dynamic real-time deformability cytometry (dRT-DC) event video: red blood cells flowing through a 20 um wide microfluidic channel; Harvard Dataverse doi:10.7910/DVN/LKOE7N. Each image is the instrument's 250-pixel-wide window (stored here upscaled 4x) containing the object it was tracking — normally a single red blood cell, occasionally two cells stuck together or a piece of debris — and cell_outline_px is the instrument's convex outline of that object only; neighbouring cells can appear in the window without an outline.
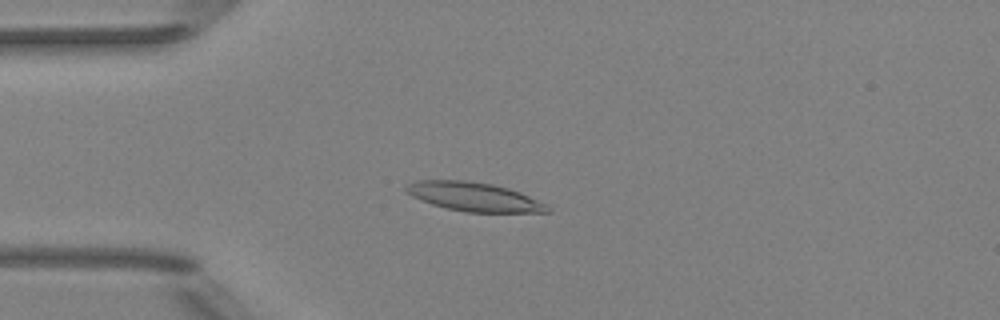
{"species": "Egyptian fruit bat (a non-hibernating species)", "species_latin": "Rousettus aegyptiacus", "temperature_condition": "room temperature", "stored_images_in_passage": 51, "camera_frame_rate_fps": 3000, "um_per_image_px": 0.085, "animal": {"sex": "female"}, "frame": {"image": 1, "passage_image": 13, "time_ms": 4.0, "image_size_px": [1000, 320], "cell_outline_px": [[552, 212], [464, 212], [432, 204], [412, 196], [404, 188], [408, 184], [416, 180], [464, 180], [492, 184], [508, 188], [520, 192], [548, 204], [552, 208]], "centroid_in_image_um": [40.34, 16.73], "position_along_channel_um": 44.7, "area_um2": 23.76}}
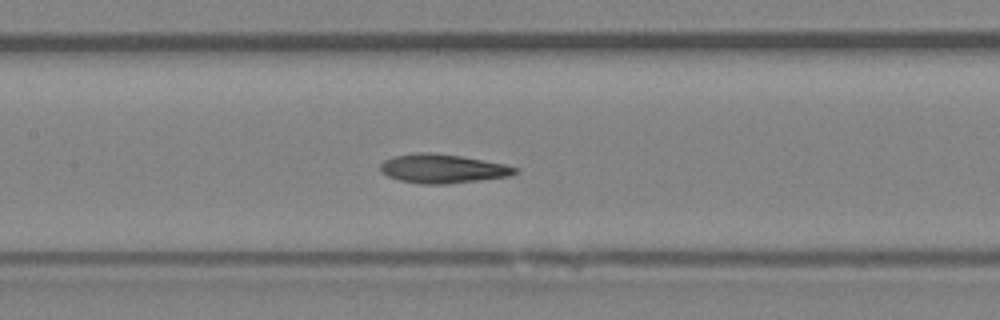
{"frame": {"image": 2, "passage_image": 24, "time_ms": 7.667, "image_size_px": [1000, 320], "cell_outline_px": [[520, 172], [508, 176], [480, 180], [448, 184], [420, 184], [400, 180], [388, 176], [380, 168], [380, 164], [384, 160], [396, 156], [420, 152], [428, 152], [460, 156], [504, 164], [520, 168]], "centroid_in_image_um": [37.66, 14.34], "position_along_channel_um": 169.7, "area_um2": 22.54}}
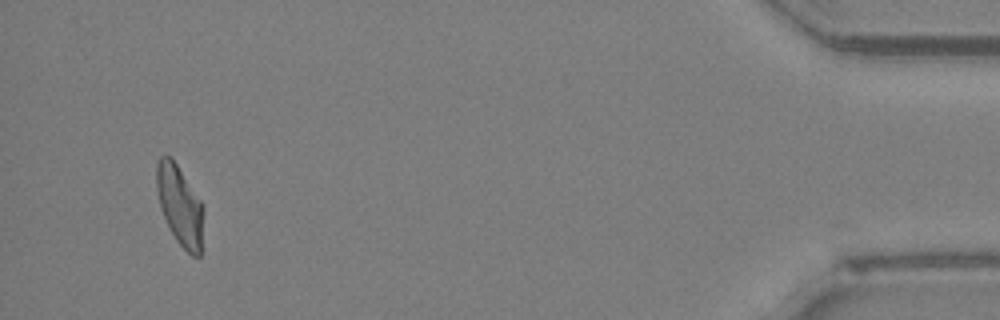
{"frame": {"image": 3, "passage_image": 49, "time_ms": 16.0, "image_size_px": [1000, 320], "cell_outline_px": [[204, 208], [200, 256], [192, 256], [176, 240], [160, 208], [156, 188], [156, 160], [160, 156], [172, 156], [200, 200]], "centroid_in_image_um": [15.27, 17.41], "position_along_channel_um": 419.9, "area_um2": 21.79}, "authors_computed_cell_mechanics": {"area_um2": 22.6576, "velocity_mm_per_s": 3.9392, "shape_relaxation_time_tau1_ms": null, "shape_relaxation_time_tau2_ms": 2.8142, "deformation_change_tau1": null, "deformation_change_tau2": 0.0957}}